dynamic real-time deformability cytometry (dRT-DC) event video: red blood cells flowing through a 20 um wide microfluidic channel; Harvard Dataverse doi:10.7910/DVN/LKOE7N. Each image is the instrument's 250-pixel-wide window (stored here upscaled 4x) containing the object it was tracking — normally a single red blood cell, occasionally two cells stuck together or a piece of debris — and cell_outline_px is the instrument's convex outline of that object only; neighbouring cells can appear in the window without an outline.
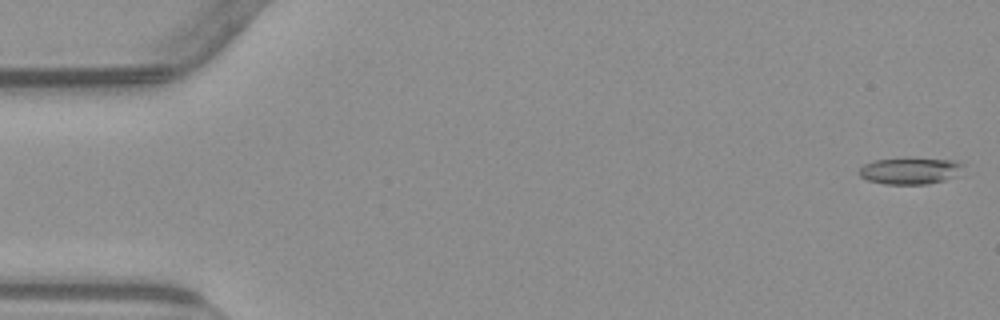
{"species": "common noctule bat (a hibernating species)", "species_latin": "Nyctalus noctula", "temperature_condition": "warm", "stored_images_in_passage": 55, "camera_frame_rate_fps": 3000, "um_per_image_px": 0.085, "animal": {"sex": "male", "body_mass_g": 23.1, "forearm_length_mm": 52.7}, "frame": {"image": 1, "passage_image": 1, "time_ms": 0.0, "image_size_px": [1000, 320], "cell_outline_px": [[964, 164], [956, 176], [944, 180], [928, 184], [884, 184], [868, 180], [860, 176], [856, 172], [864, 164], [872, 160], [912, 156], [952, 160]], "centroid_in_image_um": [77.31, 14.48], "position_along_channel_um": 7.7, "area_um2": 16.7}}
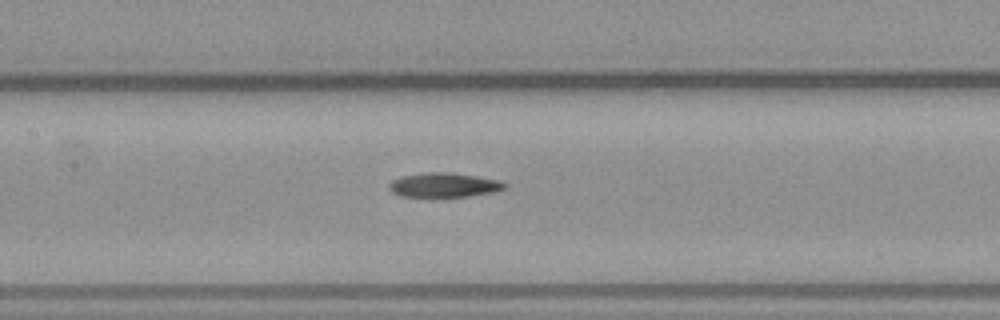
{"frame": {"image": 2, "passage_image": 25, "time_ms": 8.0, "image_size_px": [1000, 320], "cell_outline_px": [[508, 188], [492, 192], [468, 196], [428, 200], [400, 196], [392, 192], [388, 188], [388, 184], [392, 180], [400, 176], [428, 172], [444, 172], [476, 176], [500, 180], [508, 184]], "centroid_in_image_um": [37.68, 15.78], "position_along_channel_um": 169.7, "area_um2": 17.34}}
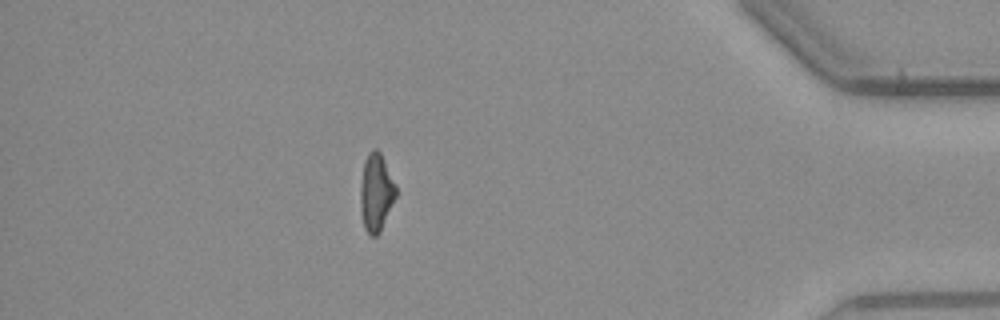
{"frame": {"image": 3, "passage_image": 47, "time_ms": 15.333, "image_size_px": [1000, 320], "cell_outline_px": [[396, 196], [380, 232], [376, 236], [368, 236], [364, 228], [360, 208], [360, 184], [364, 160], [368, 152], [372, 148], [376, 148], [380, 152], [396, 184]], "centroid_in_image_um": [31.95, 16.35], "position_along_channel_um": 403.2, "area_um2": 16.3}}